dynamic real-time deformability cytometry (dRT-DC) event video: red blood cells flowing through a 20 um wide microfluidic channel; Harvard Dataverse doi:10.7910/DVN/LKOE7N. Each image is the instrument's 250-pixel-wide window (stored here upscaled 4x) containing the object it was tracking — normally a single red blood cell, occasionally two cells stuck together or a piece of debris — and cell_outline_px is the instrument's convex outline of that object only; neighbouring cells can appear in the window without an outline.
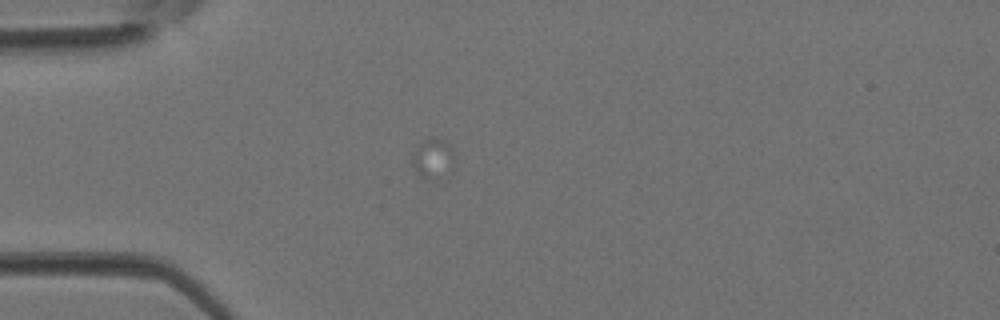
{"species": "Egyptian fruit bat (a non-hibernating species)", "species_latin": "Rousettus aegyptiacus", "temperature_condition": "room temperature", "stored_images_in_passage": 1, "camera_frame_rate_fps": 3000, "um_per_image_px": 0.085, "animal": {"sex": "female"}, "frame": {"image": 1, "passage_image": 1, "time_ms": 0.0, "image_size_px": [1000, 320], "cell_outline_px": [[452, 172], [440, 184], [424, 180], [412, 168], [412, 152], [420, 144], [428, 140], [444, 140], [448, 144], [452, 152]], "centroid_in_image_um": [36.8, 13.67], "position_along_channel_um": 48.2, "area_um2": 10.23}}